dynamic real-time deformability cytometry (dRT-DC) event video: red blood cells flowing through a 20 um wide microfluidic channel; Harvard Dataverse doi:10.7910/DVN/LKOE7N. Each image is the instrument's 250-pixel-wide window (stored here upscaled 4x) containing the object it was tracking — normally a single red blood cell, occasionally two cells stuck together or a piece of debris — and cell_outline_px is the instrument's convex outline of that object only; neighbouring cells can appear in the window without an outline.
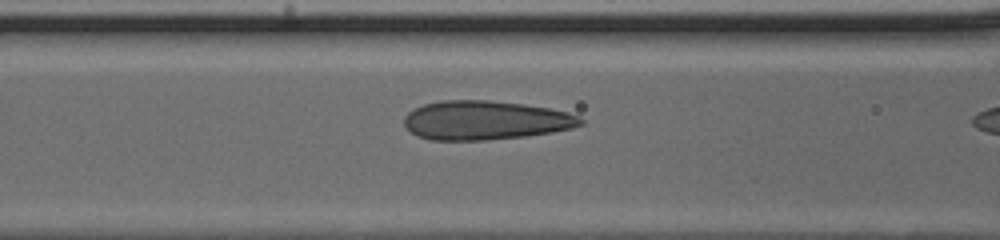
{"species": "human", "species_latin": "Homo sapiens", "temperature_condition": "cold", "stored_images_in_passage": 11, "camera_frame_rate_fps": 3000, "um_per_image_px": 0.085, "donor": {"sex": "male"}, "frame": {"image": 1, "passage_image": 10, "time_ms": 3.0, "image_size_px": [1000, 240], "cell_outline_px": [[584, 124], [572, 128], [552, 132], [524, 136], [484, 140], [432, 140], [416, 136], [404, 124], [404, 116], [412, 108], [424, 104], [440, 100], [488, 100], [524, 104], [548, 108], [568, 112], [580, 116], [584, 120]], "centroid_in_image_um": [41.25, 10.22], "position_along_channel_um": 125.4, "area_um2": 40.29}}